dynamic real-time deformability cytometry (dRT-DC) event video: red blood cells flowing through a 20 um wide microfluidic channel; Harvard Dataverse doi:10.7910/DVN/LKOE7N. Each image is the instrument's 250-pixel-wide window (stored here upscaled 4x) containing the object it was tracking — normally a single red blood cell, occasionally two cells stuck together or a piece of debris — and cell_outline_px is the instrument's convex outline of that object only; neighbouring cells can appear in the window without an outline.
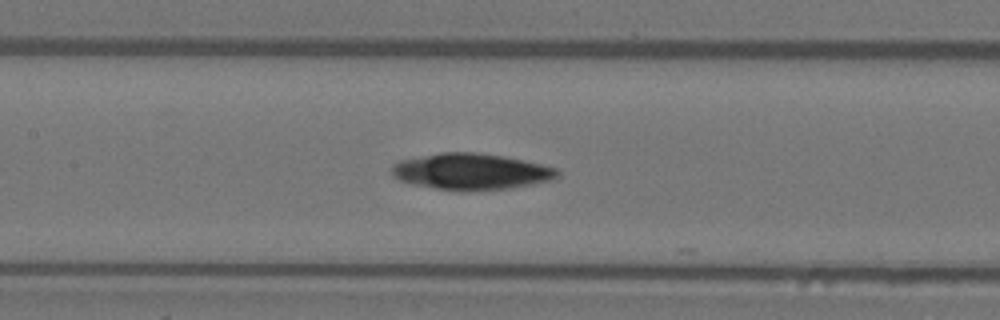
{"species": "Egyptian fruit bat (a non-hibernating species)", "species_latin": "Rousettus aegyptiacus", "temperature_condition": "warm", "stored_images_in_passage": 36, "camera_frame_rate_fps": 3000, "um_per_image_px": 0.085, "animal": {"sex": "female"}, "frame": {"image": 1, "passage_image": 9, "time_ms": 2.667, "image_size_px": [1000, 320], "cell_outline_px": [[560, 172], [552, 180], [512, 188], [436, 188], [412, 184], [400, 180], [392, 176], [392, 164], [400, 160], [440, 152], [476, 152], [504, 156], [524, 160], [556, 168]], "centroid_in_image_um": [40.03, 14.54], "position_along_channel_um": 167.4, "area_um2": 34.1}}
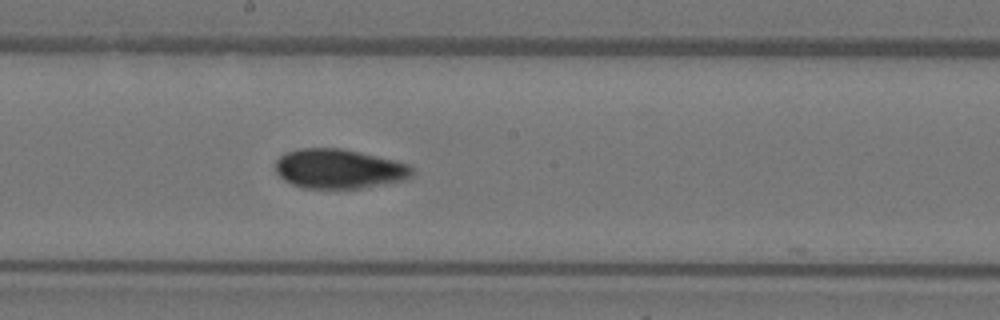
{"frame": {"image": 2, "passage_image": 13, "time_ms": 4.0, "image_size_px": [1000, 320], "cell_outline_px": [[416, 172], [412, 176], [404, 180], [360, 188], [304, 188], [292, 184], [284, 180], [276, 172], [276, 160], [280, 156], [288, 152], [300, 148], [340, 148], [360, 152], [396, 160], [408, 164]], "centroid_in_image_um": [28.83, 14.34], "position_along_channel_um": 219.4, "area_um2": 31.44}}
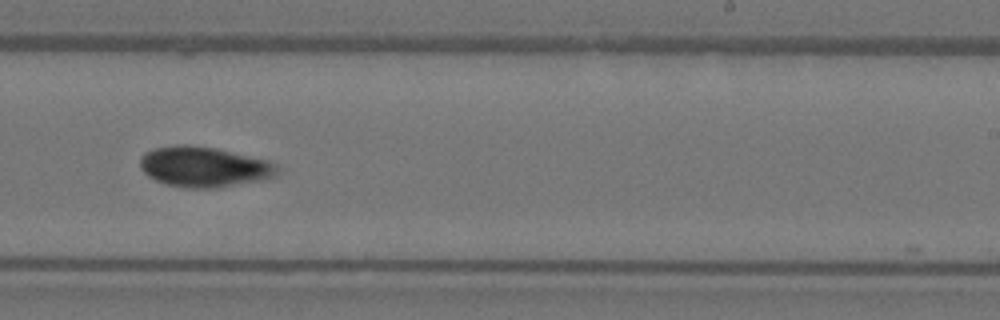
{"frame": {"image": 3, "passage_image": 17, "time_ms": 5.333, "image_size_px": [1000, 320], "cell_outline_px": [[276, 176], [264, 180], [220, 188], [184, 188], [164, 184], [148, 176], [140, 168], [140, 156], [144, 152], [152, 148], [180, 144], [184, 144], [216, 148], [268, 160], [276, 164]], "centroid_in_image_um": [17.31, 14.19], "position_along_channel_um": 271.7, "area_um2": 32.66}}